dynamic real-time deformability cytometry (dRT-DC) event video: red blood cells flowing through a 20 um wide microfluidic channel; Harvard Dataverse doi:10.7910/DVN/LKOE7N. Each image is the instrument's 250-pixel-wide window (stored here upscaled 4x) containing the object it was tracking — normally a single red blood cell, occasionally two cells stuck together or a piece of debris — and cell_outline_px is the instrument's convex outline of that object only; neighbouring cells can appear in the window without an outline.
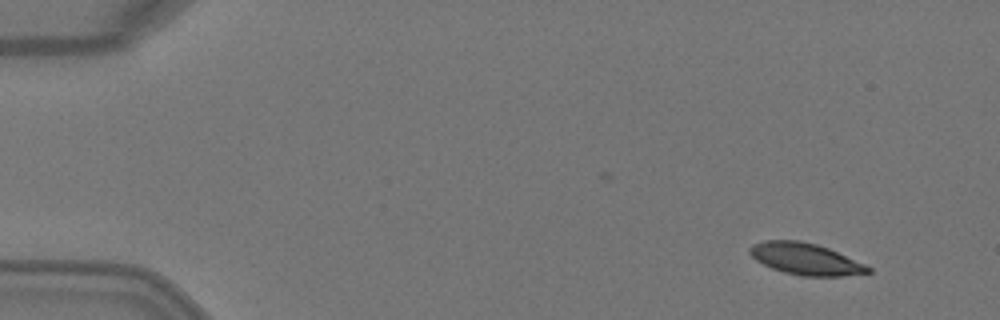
{"species": "Egyptian fruit bat (a non-hibernating species)", "species_latin": "Rousettus aegyptiacus", "temperature_condition": "warm", "stored_images_in_passage": 5, "camera_frame_rate_fps": 3000, "um_per_image_px": 0.085, "animal": {"sex": "female"}, "frame": {"image": 1, "passage_image": 2, "time_ms": 0.333, "image_size_px": [1000, 320], "cell_outline_px": [[872, 272], [844, 276], [800, 276], [784, 272], [772, 268], [756, 260], [748, 252], [748, 248], [752, 244], [764, 240], [800, 240], [816, 244], [828, 248], [864, 264], [872, 268]], "centroid_in_image_um": [68.45, 22.01], "position_along_channel_um": 16.6, "area_um2": 21.79}}
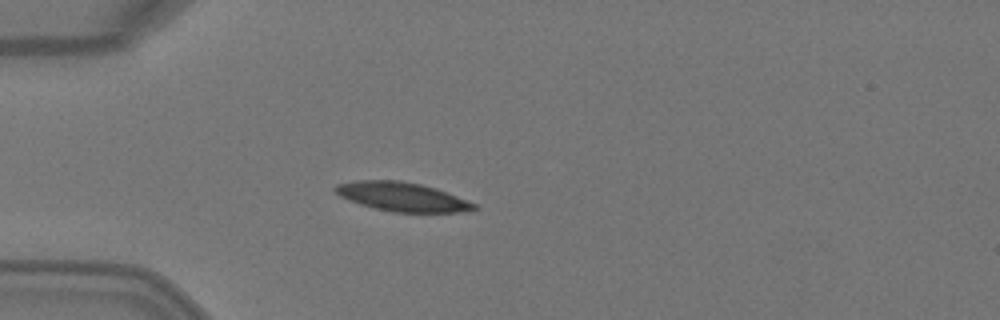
{"frame": {"image": 2, "passage_image": 4, "time_ms": 1.0, "image_size_px": [1000, 320], "cell_outline_px": [[480, 208], [476, 212], [392, 212], [360, 204], [348, 200], [340, 196], [332, 188], [336, 184], [356, 180], [400, 180], [420, 184], [436, 188], [476, 204]], "centroid_in_image_um": [34.21, 16.73], "position_along_channel_um": 50.8, "area_um2": 23.58}}